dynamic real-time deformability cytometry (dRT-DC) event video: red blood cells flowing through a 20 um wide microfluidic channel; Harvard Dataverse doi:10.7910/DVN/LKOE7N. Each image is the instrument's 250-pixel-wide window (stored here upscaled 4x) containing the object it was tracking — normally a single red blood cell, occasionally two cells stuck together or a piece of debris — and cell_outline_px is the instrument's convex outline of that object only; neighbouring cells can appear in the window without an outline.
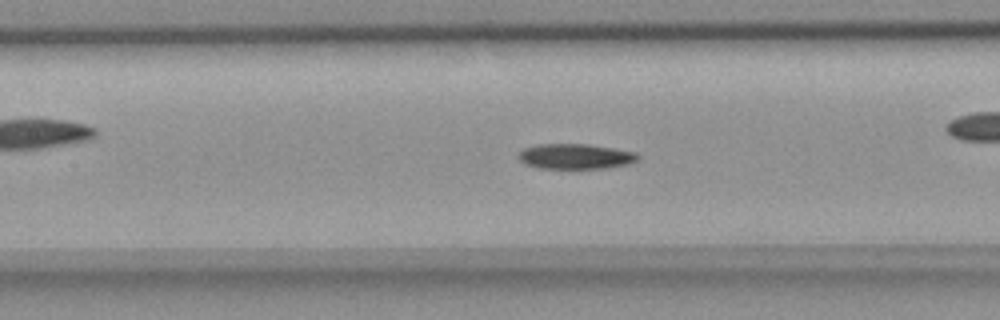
{"species": "common noctule bat (a hibernating species)", "species_latin": "Nyctalus noctula", "temperature_condition": "room temperature", "stored_images_in_passage": 55, "camera_frame_rate_fps": 3000, "um_per_image_px": 0.085, "animal": {"sex": "female", "body_mass_g": 18.4}, "frame": {"image": 1, "passage_image": 24, "time_ms": 7.667, "image_size_px": [1000, 320], "cell_outline_px": [[640, 160], [628, 164], [608, 168], [540, 168], [524, 164], [516, 156], [524, 148], [540, 144], [588, 144], [636, 152], [640, 156]], "centroid_in_image_um": [48.93, 13.29], "position_along_channel_um": 158.5, "area_um2": 17.63}, "authors_computed_cell_mechanics": {"area_um2": 17.6868, "velocity_mm_per_s": 3.6637, "shape_relaxation_time_tau1_ms": 11.3103, "shape_relaxation_time_tau2_ms": null, "deformation_change_tau1": 0.1975, "deformation_change_tau2": null}}